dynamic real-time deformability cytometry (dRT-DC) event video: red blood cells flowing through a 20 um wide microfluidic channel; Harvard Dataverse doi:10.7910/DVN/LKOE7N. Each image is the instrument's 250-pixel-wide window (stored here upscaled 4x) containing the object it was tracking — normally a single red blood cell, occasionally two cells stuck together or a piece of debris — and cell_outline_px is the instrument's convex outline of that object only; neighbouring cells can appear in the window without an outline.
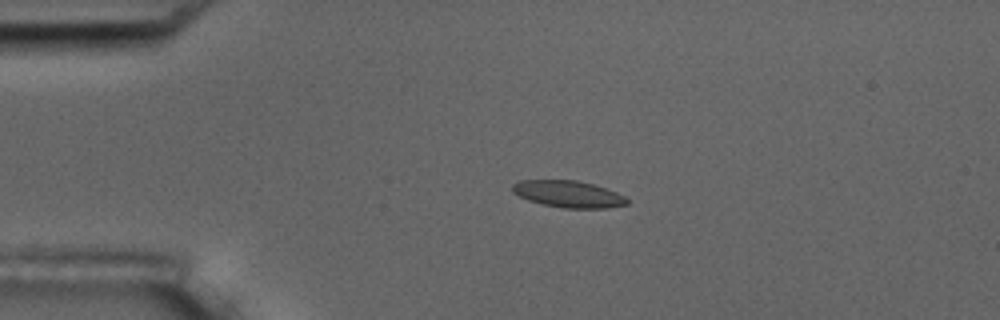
{"species": "common noctule bat (a hibernating species)", "species_latin": "Nyctalus noctula", "temperature_condition": "room temperature", "stored_images_in_passage": 3, "camera_frame_rate_fps": 3000, "um_per_image_px": 0.085, "animal": {"sex": "male", "body_mass_g": 17.5, "forearm_length_mm": 52.3}, "frame": {"image": 1, "passage_image": 2, "time_ms": 2.0, "image_size_px": [1000, 320], "cell_outline_px": [[628, 204], [608, 208], [564, 208], [544, 204], [528, 200], [512, 192], [512, 184], [520, 180], [576, 180], [592, 184], [616, 192], [624, 196], [628, 200]], "centroid_in_image_um": [48.3, 16.49], "position_along_channel_um": 36.7, "area_um2": 17.74}}